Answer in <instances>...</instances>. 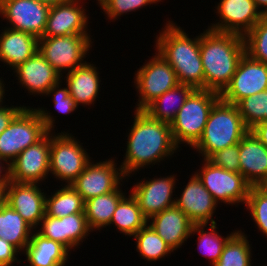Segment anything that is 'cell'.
Returning <instances> with one entry per match:
<instances>
[{
  "label": "cell",
  "instance_id": "obj_15",
  "mask_svg": "<svg viewBox=\"0 0 267 266\" xmlns=\"http://www.w3.org/2000/svg\"><path fill=\"white\" fill-rule=\"evenodd\" d=\"M42 191L37 183L9 181L6 186L5 203L35 230L45 216L47 194Z\"/></svg>",
  "mask_w": 267,
  "mask_h": 266
},
{
  "label": "cell",
  "instance_id": "obj_36",
  "mask_svg": "<svg viewBox=\"0 0 267 266\" xmlns=\"http://www.w3.org/2000/svg\"><path fill=\"white\" fill-rule=\"evenodd\" d=\"M246 53L267 65V16H263L244 36Z\"/></svg>",
  "mask_w": 267,
  "mask_h": 266
},
{
  "label": "cell",
  "instance_id": "obj_31",
  "mask_svg": "<svg viewBox=\"0 0 267 266\" xmlns=\"http://www.w3.org/2000/svg\"><path fill=\"white\" fill-rule=\"evenodd\" d=\"M85 202L72 185H65L50 196H46L45 214L62 218L75 213L84 212Z\"/></svg>",
  "mask_w": 267,
  "mask_h": 266
},
{
  "label": "cell",
  "instance_id": "obj_5",
  "mask_svg": "<svg viewBox=\"0 0 267 266\" xmlns=\"http://www.w3.org/2000/svg\"><path fill=\"white\" fill-rule=\"evenodd\" d=\"M249 131L235 104L221 98L210 111L206 126L199 141L193 146L208 159L217 151L238 144Z\"/></svg>",
  "mask_w": 267,
  "mask_h": 266
},
{
  "label": "cell",
  "instance_id": "obj_9",
  "mask_svg": "<svg viewBox=\"0 0 267 266\" xmlns=\"http://www.w3.org/2000/svg\"><path fill=\"white\" fill-rule=\"evenodd\" d=\"M195 174L217 203L246 204L251 185L240 172L228 171L204 159L201 171Z\"/></svg>",
  "mask_w": 267,
  "mask_h": 266
},
{
  "label": "cell",
  "instance_id": "obj_40",
  "mask_svg": "<svg viewBox=\"0 0 267 266\" xmlns=\"http://www.w3.org/2000/svg\"><path fill=\"white\" fill-rule=\"evenodd\" d=\"M60 82L53 85L45 94L46 96L53 95V103L55 105V109L59 111V113L70 114L74 112L79 106L76 101L69 95V88H59Z\"/></svg>",
  "mask_w": 267,
  "mask_h": 266
},
{
  "label": "cell",
  "instance_id": "obj_20",
  "mask_svg": "<svg viewBox=\"0 0 267 266\" xmlns=\"http://www.w3.org/2000/svg\"><path fill=\"white\" fill-rule=\"evenodd\" d=\"M217 204L196 174H192L180 198H175V206L182 210L193 224L216 223L212 217Z\"/></svg>",
  "mask_w": 267,
  "mask_h": 266
},
{
  "label": "cell",
  "instance_id": "obj_14",
  "mask_svg": "<svg viewBox=\"0 0 267 266\" xmlns=\"http://www.w3.org/2000/svg\"><path fill=\"white\" fill-rule=\"evenodd\" d=\"M51 6L35 0H0V14L10 29L43 37Z\"/></svg>",
  "mask_w": 267,
  "mask_h": 266
},
{
  "label": "cell",
  "instance_id": "obj_25",
  "mask_svg": "<svg viewBox=\"0 0 267 266\" xmlns=\"http://www.w3.org/2000/svg\"><path fill=\"white\" fill-rule=\"evenodd\" d=\"M100 82L97 67L88 62L66 74V86L69 88V95L78 105L94 104L99 94Z\"/></svg>",
  "mask_w": 267,
  "mask_h": 266
},
{
  "label": "cell",
  "instance_id": "obj_6",
  "mask_svg": "<svg viewBox=\"0 0 267 266\" xmlns=\"http://www.w3.org/2000/svg\"><path fill=\"white\" fill-rule=\"evenodd\" d=\"M220 99V93L195 89L186 99L170 124L176 145L186 143L193 147L201 138L211 109Z\"/></svg>",
  "mask_w": 267,
  "mask_h": 266
},
{
  "label": "cell",
  "instance_id": "obj_18",
  "mask_svg": "<svg viewBox=\"0 0 267 266\" xmlns=\"http://www.w3.org/2000/svg\"><path fill=\"white\" fill-rule=\"evenodd\" d=\"M80 2L81 0H68L51 6L43 37L90 35L86 30V10Z\"/></svg>",
  "mask_w": 267,
  "mask_h": 266
},
{
  "label": "cell",
  "instance_id": "obj_21",
  "mask_svg": "<svg viewBox=\"0 0 267 266\" xmlns=\"http://www.w3.org/2000/svg\"><path fill=\"white\" fill-rule=\"evenodd\" d=\"M239 172L251 186L267 180V148L251 130L239 142Z\"/></svg>",
  "mask_w": 267,
  "mask_h": 266
},
{
  "label": "cell",
  "instance_id": "obj_43",
  "mask_svg": "<svg viewBox=\"0 0 267 266\" xmlns=\"http://www.w3.org/2000/svg\"><path fill=\"white\" fill-rule=\"evenodd\" d=\"M259 141L267 148V120L262 121L250 129Z\"/></svg>",
  "mask_w": 267,
  "mask_h": 266
},
{
  "label": "cell",
  "instance_id": "obj_27",
  "mask_svg": "<svg viewBox=\"0 0 267 266\" xmlns=\"http://www.w3.org/2000/svg\"><path fill=\"white\" fill-rule=\"evenodd\" d=\"M194 90L192 86L178 84L156 98L143 111L155 120L171 124L186 99Z\"/></svg>",
  "mask_w": 267,
  "mask_h": 266
},
{
  "label": "cell",
  "instance_id": "obj_7",
  "mask_svg": "<svg viewBox=\"0 0 267 266\" xmlns=\"http://www.w3.org/2000/svg\"><path fill=\"white\" fill-rule=\"evenodd\" d=\"M57 134L50 132V173L54 178L66 182L64 185H71L91 159L74 136L67 132Z\"/></svg>",
  "mask_w": 267,
  "mask_h": 266
},
{
  "label": "cell",
  "instance_id": "obj_48",
  "mask_svg": "<svg viewBox=\"0 0 267 266\" xmlns=\"http://www.w3.org/2000/svg\"><path fill=\"white\" fill-rule=\"evenodd\" d=\"M4 84H3V80L0 78V107H2L3 105V98H4V94H5V89H4Z\"/></svg>",
  "mask_w": 267,
  "mask_h": 266
},
{
  "label": "cell",
  "instance_id": "obj_42",
  "mask_svg": "<svg viewBox=\"0 0 267 266\" xmlns=\"http://www.w3.org/2000/svg\"><path fill=\"white\" fill-rule=\"evenodd\" d=\"M25 106L21 105L6 107H0V134L9 126L14 117L24 108Z\"/></svg>",
  "mask_w": 267,
  "mask_h": 266
},
{
  "label": "cell",
  "instance_id": "obj_3",
  "mask_svg": "<svg viewBox=\"0 0 267 266\" xmlns=\"http://www.w3.org/2000/svg\"><path fill=\"white\" fill-rule=\"evenodd\" d=\"M167 22L163 31L156 37V52L173 68L179 84L204 89L200 35L191 39L176 23Z\"/></svg>",
  "mask_w": 267,
  "mask_h": 266
},
{
  "label": "cell",
  "instance_id": "obj_1",
  "mask_svg": "<svg viewBox=\"0 0 267 266\" xmlns=\"http://www.w3.org/2000/svg\"><path fill=\"white\" fill-rule=\"evenodd\" d=\"M134 115L125 158L120 166L126 178L142 167L172 157L179 148L173 139L170 124L151 118L143 110H135Z\"/></svg>",
  "mask_w": 267,
  "mask_h": 266
},
{
  "label": "cell",
  "instance_id": "obj_24",
  "mask_svg": "<svg viewBox=\"0 0 267 266\" xmlns=\"http://www.w3.org/2000/svg\"><path fill=\"white\" fill-rule=\"evenodd\" d=\"M0 34V61L16 69L38 51V38L32 34L4 28Z\"/></svg>",
  "mask_w": 267,
  "mask_h": 266
},
{
  "label": "cell",
  "instance_id": "obj_4",
  "mask_svg": "<svg viewBox=\"0 0 267 266\" xmlns=\"http://www.w3.org/2000/svg\"><path fill=\"white\" fill-rule=\"evenodd\" d=\"M44 108L24 107L0 134V159L6 166L27 147L36 144L54 129L55 120Z\"/></svg>",
  "mask_w": 267,
  "mask_h": 266
},
{
  "label": "cell",
  "instance_id": "obj_13",
  "mask_svg": "<svg viewBox=\"0 0 267 266\" xmlns=\"http://www.w3.org/2000/svg\"><path fill=\"white\" fill-rule=\"evenodd\" d=\"M50 132L36 144L23 150L9 165L10 181L39 183L50 172Z\"/></svg>",
  "mask_w": 267,
  "mask_h": 266
},
{
  "label": "cell",
  "instance_id": "obj_8",
  "mask_svg": "<svg viewBox=\"0 0 267 266\" xmlns=\"http://www.w3.org/2000/svg\"><path fill=\"white\" fill-rule=\"evenodd\" d=\"M91 44L90 35L41 37L38 40V51L63 77L61 72H70L87 62H84V58Z\"/></svg>",
  "mask_w": 267,
  "mask_h": 266
},
{
  "label": "cell",
  "instance_id": "obj_33",
  "mask_svg": "<svg viewBox=\"0 0 267 266\" xmlns=\"http://www.w3.org/2000/svg\"><path fill=\"white\" fill-rule=\"evenodd\" d=\"M133 237L136 239V250L147 261H157L171 254L173 250L147 223Z\"/></svg>",
  "mask_w": 267,
  "mask_h": 266
},
{
  "label": "cell",
  "instance_id": "obj_44",
  "mask_svg": "<svg viewBox=\"0 0 267 266\" xmlns=\"http://www.w3.org/2000/svg\"><path fill=\"white\" fill-rule=\"evenodd\" d=\"M2 161H4V160L3 159H0V186H7L8 183H9V181H10V177H9V166L5 167L4 166V162L2 164ZM3 172H5V173H3Z\"/></svg>",
  "mask_w": 267,
  "mask_h": 266
},
{
  "label": "cell",
  "instance_id": "obj_37",
  "mask_svg": "<svg viewBox=\"0 0 267 266\" xmlns=\"http://www.w3.org/2000/svg\"><path fill=\"white\" fill-rule=\"evenodd\" d=\"M245 205L260 232L267 236V194L258 186H251Z\"/></svg>",
  "mask_w": 267,
  "mask_h": 266
},
{
  "label": "cell",
  "instance_id": "obj_16",
  "mask_svg": "<svg viewBox=\"0 0 267 266\" xmlns=\"http://www.w3.org/2000/svg\"><path fill=\"white\" fill-rule=\"evenodd\" d=\"M216 9L221 20L208 28L242 36H245L263 17L253 0H221Z\"/></svg>",
  "mask_w": 267,
  "mask_h": 266
},
{
  "label": "cell",
  "instance_id": "obj_26",
  "mask_svg": "<svg viewBox=\"0 0 267 266\" xmlns=\"http://www.w3.org/2000/svg\"><path fill=\"white\" fill-rule=\"evenodd\" d=\"M24 253L28 266H65L69 250L59 242L44 238L37 232L32 233Z\"/></svg>",
  "mask_w": 267,
  "mask_h": 266
},
{
  "label": "cell",
  "instance_id": "obj_2",
  "mask_svg": "<svg viewBox=\"0 0 267 266\" xmlns=\"http://www.w3.org/2000/svg\"><path fill=\"white\" fill-rule=\"evenodd\" d=\"M246 53L244 36L214 31L200 34V54L204 69V89L221 93L230 83Z\"/></svg>",
  "mask_w": 267,
  "mask_h": 266
},
{
  "label": "cell",
  "instance_id": "obj_47",
  "mask_svg": "<svg viewBox=\"0 0 267 266\" xmlns=\"http://www.w3.org/2000/svg\"><path fill=\"white\" fill-rule=\"evenodd\" d=\"M6 186H0V208L5 204Z\"/></svg>",
  "mask_w": 267,
  "mask_h": 266
},
{
  "label": "cell",
  "instance_id": "obj_22",
  "mask_svg": "<svg viewBox=\"0 0 267 266\" xmlns=\"http://www.w3.org/2000/svg\"><path fill=\"white\" fill-rule=\"evenodd\" d=\"M14 72L20 85L26 87L32 95H45L62 78L39 51L14 69Z\"/></svg>",
  "mask_w": 267,
  "mask_h": 266
},
{
  "label": "cell",
  "instance_id": "obj_41",
  "mask_svg": "<svg viewBox=\"0 0 267 266\" xmlns=\"http://www.w3.org/2000/svg\"><path fill=\"white\" fill-rule=\"evenodd\" d=\"M18 253L20 251L15 246L0 238V266H12L13 262H21L16 257Z\"/></svg>",
  "mask_w": 267,
  "mask_h": 266
},
{
  "label": "cell",
  "instance_id": "obj_32",
  "mask_svg": "<svg viewBox=\"0 0 267 266\" xmlns=\"http://www.w3.org/2000/svg\"><path fill=\"white\" fill-rule=\"evenodd\" d=\"M247 235L237 231L225 244L219 260L213 266H251V246Z\"/></svg>",
  "mask_w": 267,
  "mask_h": 266
},
{
  "label": "cell",
  "instance_id": "obj_34",
  "mask_svg": "<svg viewBox=\"0 0 267 266\" xmlns=\"http://www.w3.org/2000/svg\"><path fill=\"white\" fill-rule=\"evenodd\" d=\"M216 223L211 224L210 223V232L204 231L205 227H207V224H193L191 235L198 233V247L201 249L200 253H203L201 255L208 256V258L211 260L212 266L219 260L221 253L223 251V248L227 241L238 231L232 232L231 234H228L226 237H223L218 234L216 230Z\"/></svg>",
  "mask_w": 267,
  "mask_h": 266
},
{
  "label": "cell",
  "instance_id": "obj_11",
  "mask_svg": "<svg viewBox=\"0 0 267 266\" xmlns=\"http://www.w3.org/2000/svg\"><path fill=\"white\" fill-rule=\"evenodd\" d=\"M266 89L267 65L245 53L230 83L220 93V98L236 105L240 100Z\"/></svg>",
  "mask_w": 267,
  "mask_h": 266
},
{
  "label": "cell",
  "instance_id": "obj_35",
  "mask_svg": "<svg viewBox=\"0 0 267 266\" xmlns=\"http://www.w3.org/2000/svg\"><path fill=\"white\" fill-rule=\"evenodd\" d=\"M236 106L246 127L252 129L267 120V89L240 100Z\"/></svg>",
  "mask_w": 267,
  "mask_h": 266
},
{
  "label": "cell",
  "instance_id": "obj_46",
  "mask_svg": "<svg viewBox=\"0 0 267 266\" xmlns=\"http://www.w3.org/2000/svg\"><path fill=\"white\" fill-rule=\"evenodd\" d=\"M35 1L47 4L49 6H54V5L66 2L68 0H35Z\"/></svg>",
  "mask_w": 267,
  "mask_h": 266
},
{
  "label": "cell",
  "instance_id": "obj_19",
  "mask_svg": "<svg viewBox=\"0 0 267 266\" xmlns=\"http://www.w3.org/2000/svg\"><path fill=\"white\" fill-rule=\"evenodd\" d=\"M39 226L41 228L37 231L38 234L61 243L69 251L78 247L91 232L85 213H75L62 218L45 214Z\"/></svg>",
  "mask_w": 267,
  "mask_h": 266
},
{
  "label": "cell",
  "instance_id": "obj_39",
  "mask_svg": "<svg viewBox=\"0 0 267 266\" xmlns=\"http://www.w3.org/2000/svg\"><path fill=\"white\" fill-rule=\"evenodd\" d=\"M207 160L213 165L228 171L239 172V143L217 151Z\"/></svg>",
  "mask_w": 267,
  "mask_h": 266
},
{
  "label": "cell",
  "instance_id": "obj_49",
  "mask_svg": "<svg viewBox=\"0 0 267 266\" xmlns=\"http://www.w3.org/2000/svg\"><path fill=\"white\" fill-rule=\"evenodd\" d=\"M265 194H267V180L262 182L259 186H258Z\"/></svg>",
  "mask_w": 267,
  "mask_h": 266
},
{
  "label": "cell",
  "instance_id": "obj_17",
  "mask_svg": "<svg viewBox=\"0 0 267 266\" xmlns=\"http://www.w3.org/2000/svg\"><path fill=\"white\" fill-rule=\"evenodd\" d=\"M175 175L140 181L131 189V194L138 202L139 208L147 220L163 210L175 206L173 190ZM174 199V200H173Z\"/></svg>",
  "mask_w": 267,
  "mask_h": 266
},
{
  "label": "cell",
  "instance_id": "obj_10",
  "mask_svg": "<svg viewBox=\"0 0 267 266\" xmlns=\"http://www.w3.org/2000/svg\"><path fill=\"white\" fill-rule=\"evenodd\" d=\"M155 54L135 73L134 84L139 94L135 110H144L156 98L179 84L173 68L160 53Z\"/></svg>",
  "mask_w": 267,
  "mask_h": 266
},
{
  "label": "cell",
  "instance_id": "obj_12",
  "mask_svg": "<svg viewBox=\"0 0 267 266\" xmlns=\"http://www.w3.org/2000/svg\"><path fill=\"white\" fill-rule=\"evenodd\" d=\"M114 159L89 162L82 173L71 184L80 194L83 201L114 191L125 178L121 167H117ZM121 180V181H120Z\"/></svg>",
  "mask_w": 267,
  "mask_h": 266
},
{
  "label": "cell",
  "instance_id": "obj_45",
  "mask_svg": "<svg viewBox=\"0 0 267 266\" xmlns=\"http://www.w3.org/2000/svg\"><path fill=\"white\" fill-rule=\"evenodd\" d=\"M256 8L263 14L267 16V0H253ZM263 8V9H262Z\"/></svg>",
  "mask_w": 267,
  "mask_h": 266
},
{
  "label": "cell",
  "instance_id": "obj_30",
  "mask_svg": "<svg viewBox=\"0 0 267 266\" xmlns=\"http://www.w3.org/2000/svg\"><path fill=\"white\" fill-rule=\"evenodd\" d=\"M147 223L148 220L142 214L137 200L131 193L119 201L110 221V225L114 224L122 234L128 236L135 235Z\"/></svg>",
  "mask_w": 267,
  "mask_h": 266
},
{
  "label": "cell",
  "instance_id": "obj_29",
  "mask_svg": "<svg viewBox=\"0 0 267 266\" xmlns=\"http://www.w3.org/2000/svg\"><path fill=\"white\" fill-rule=\"evenodd\" d=\"M31 231L33 228L8 204L0 208V238L24 251L30 242Z\"/></svg>",
  "mask_w": 267,
  "mask_h": 266
},
{
  "label": "cell",
  "instance_id": "obj_23",
  "mask_svg": "<svg viewBox=\"0 0 267 266\" xmlns=\"http://www.w3.org/2000/svg\"><path fill=\"white\" fill-rule=\"evenodd\" d=\"M150 226L174 251L191 235L193 223L178 207L173 206L152 216Z\"/></svg>",
  "mask_w": 267,
  "mask_h": 266
},
{
  "label": "cell",
  "instance_id": "obj_38",
  "mask_svg": "<svg viewBox=\"0 0 267 266\" xmlns=\"http://www.w3.org/2000/svg\"><path fill=\"white\" fill-rule=\"evenodd\" d=\"M161 0H98V3L103 9V12L109 17L110 20L119 18L124 13L137 11L153 3L160 2Z\"/></svg>",
  "mask_w": 267,
  "mask_h": 266
},
{
  "label": "cell",
  "instance_id": "obj_28",
  "mask_svg": "<svg viewBox=\"0 0 267 266\" xmlns=\"http://www.w3.org/2000/svg\"><path fill=\"white\" fill-rule=\"evenodd\" d=\"M126 194L120 189V185L112 192L93 197L85 201L84 212L91 231L102 229L110 225L113 213L119 201ZM102 227V228H101Z\"/></svg>",
  "mask_w": 267,
  "mask_h": 266
}]
</instances>
